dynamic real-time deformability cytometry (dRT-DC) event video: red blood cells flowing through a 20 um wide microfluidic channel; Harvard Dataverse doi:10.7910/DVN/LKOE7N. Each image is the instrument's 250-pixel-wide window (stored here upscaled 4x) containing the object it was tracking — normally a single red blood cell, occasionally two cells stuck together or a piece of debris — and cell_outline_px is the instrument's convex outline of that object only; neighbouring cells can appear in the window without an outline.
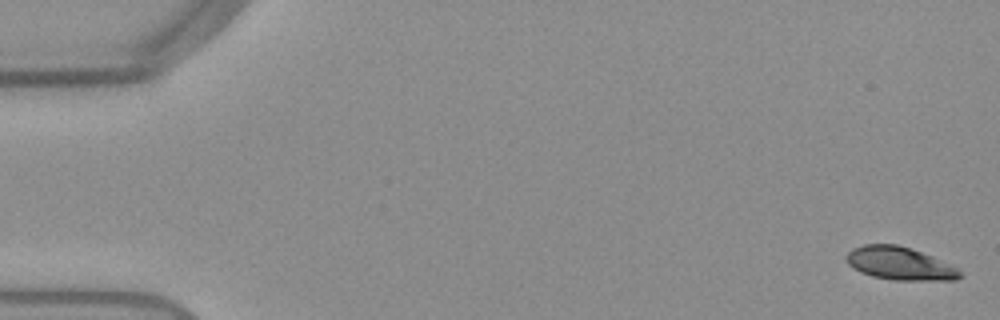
{"species": "Egyptian fruit bat (a non-hibernating species)", "species_latin": "Rousettus aegyptiacus", "temperature_condition": "warm", "stored_images_in_passage": 53, "camera_frame_rate_fps": 3000, "um_per_image_px": 0.085, "frame": {"image": 1, "passage_image": 1, "time_ms": 0.0, "image_size_px": [1000, 320], "cell_outline_px": [[964, 276], [956, 280], [896, 280], [872, 276], [860, 272], [852, 268], [844, 260], [844, 256], [852, 248], [864, 244], [896, 244], [912, 248], [932, 256], [960, 268]], "centroid_in_image_um": [76.49, 22.39], "position_along_channel_um": 8.5, "area_um2": 22.25}}
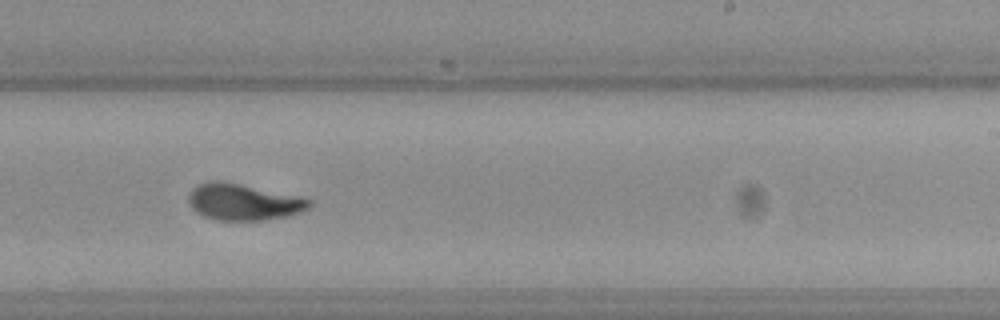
{"frame": {"image": 2, "passage_image": 33, "time_ms": 10.667, "image_size_px": [1000, 320], "cell_outline_px": [[312, 204], [308, 208], [300, 212], [288, 216], [264, 220], [216, 220], [204, 216], [196, 212], [192, 208], [188, 200], [188, 192], [192, 188], [200, 184], [212, 180], [240, 184], [300, 196], [312, 200]], "centroid_in_image_um": [20.69, 17.17], "position_along_channel_um": 268.3, "area_um2": 25.61}}
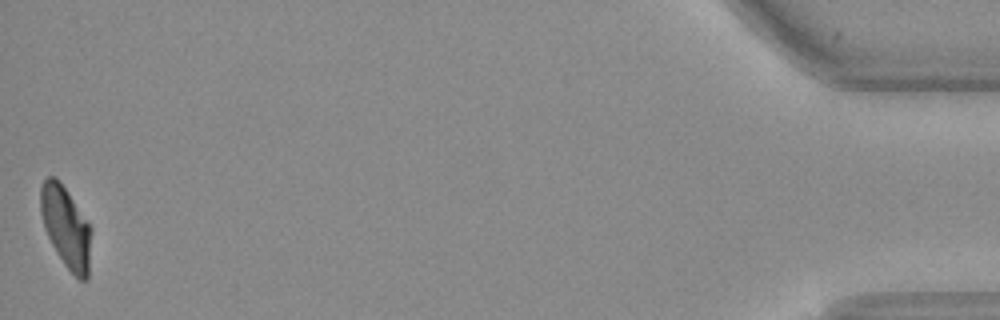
{"frame": {"image": 3, "passage_image": 53, "time_ms": 17.333, "image_size_px": [1000, 320], "cell_outline_px": [[92, 232], [88, 280], [80, 280], [64, 264], [52, 244], [44, 228], [40, 212], [40, 188], [44, 180], [48, 176], [56, 176], [60, 180], [92, 228]], "centroid_in_image_um": [5.61, 19.28], "position_along_channel_um": 429.6, "area_um2": 24.1}, "authors_computed_cell_mechanics": {"area_um2": 24.5072, "velocity_mm_per_s": 3.8364, "shape_relaxation_time_tau1_ms": 6.57, "shape_relaxation_time_tau2_ms": 0.6721, "deformation_change_tau1": 0.1978, "deformation_change_tau2": 0.053}}